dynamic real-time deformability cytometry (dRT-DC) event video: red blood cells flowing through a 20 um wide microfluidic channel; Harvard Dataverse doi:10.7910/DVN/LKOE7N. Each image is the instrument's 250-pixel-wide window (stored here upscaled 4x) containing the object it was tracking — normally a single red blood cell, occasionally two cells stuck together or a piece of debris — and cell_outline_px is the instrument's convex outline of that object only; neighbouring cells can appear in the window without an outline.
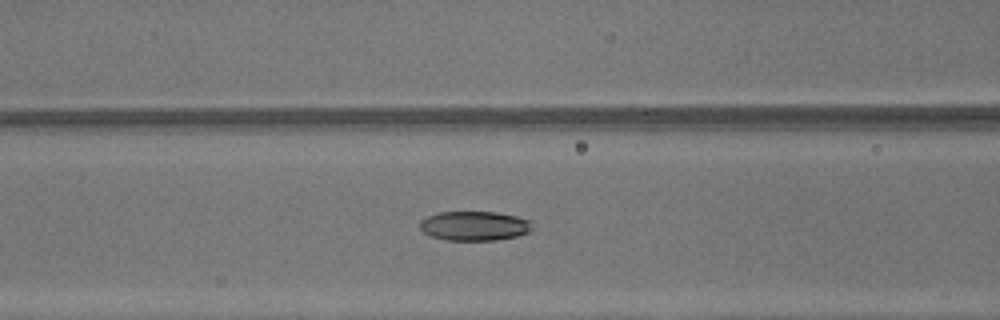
{"species": "common noctule bat (a hibernating species)", "species_latin": "Nyctalus noctula", "temperature_condition": "warm", "stored_images_in_passage": 47, "camera_frame_rate_fps": 3000, "um_per_image_px": 0.085, "animal": {"sex": "male", "body_mass_g": 13.3}, "frame": {"image": 1, "passage_image": 20, "time_ms": 6.333, "image_size_px": [1000, 320], "cell_outline_px": [[532, 228], [528, 232], [516, 236], [496, 240], [448, 240], [432, 236], [424, 232], [420, 228], [420, 220], [428, 216], [440, 212], [496, 212], [516, 216], [532, 220]], "centroid_in_image_um": [40.35, 19.19], "position_along_channel_um": 126.3, "area_um2": 19.19}}
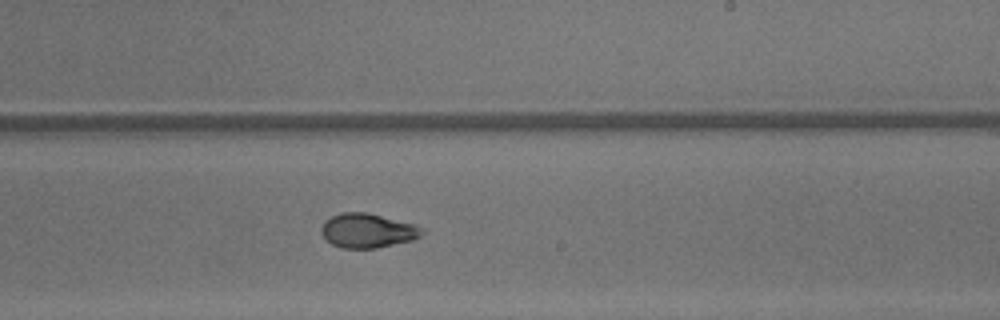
{"frame": {"image": 2, "passage_image": 29, "time_ms": 9.333, "image_size_px": [1000, 320], "cell_outline_px": [[428, 232], [412, 240], [376, 248], [340, 248], [332, 244], [320, 232], [320, 228], [324, 220], [332, 216], [344, 212], [368, 212], [416, 224]], "centroid_in_image_um": [31.27, 19.59], "position_along_channel_um": 257.7, "area_um2": 20.35}}
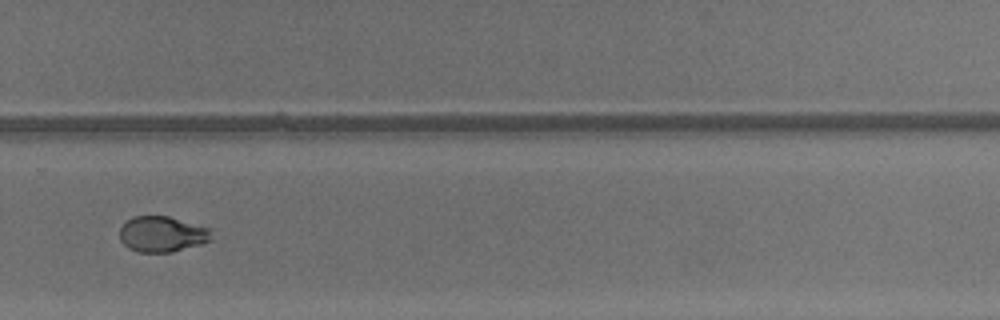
{"frame": {"image": 3, "passage_image": 33, "time_ms": 10.667, "image_size_px": [1000, 320], "cell_outline_px": [[212, 240], [200, 244], [172, 252], [140, 252], [128, 248], [120, 240], [120, 228], [132, 216], [168, 216], [212, 228]], "centroid_in_image_um": [13.81, 19.9], "position_along_channel_um": 316.0, "area_um2": 19.19}, "authors_computed_cell_mechanics": {"area_um2": 20.519, "velocity_mm_per_s": 4.3806, "shape_relaxation_time_tau1_ms": 6.6787, "shape_relaxation_time_tau2_ms": 2.0827, "deformation_change_tau1": 0.2281, "deformation_change_tau2": 0.0379}}